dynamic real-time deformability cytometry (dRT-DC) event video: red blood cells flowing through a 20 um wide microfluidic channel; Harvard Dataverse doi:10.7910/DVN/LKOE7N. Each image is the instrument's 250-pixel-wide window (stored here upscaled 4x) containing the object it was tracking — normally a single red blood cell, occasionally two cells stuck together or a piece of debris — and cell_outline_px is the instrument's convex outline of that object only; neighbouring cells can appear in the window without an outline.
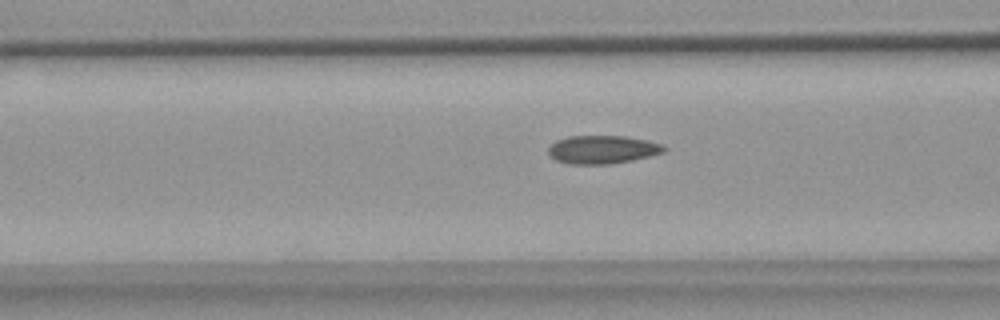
{"species": "common noctule bat (a hibernating species)", "species_latin": "Nyctalus noctula", "temperature_condition": "warm", "stored_images_in_passage": 45, "camera_frame_rate_fps": 3000, "um_per_image_px": 0.085, "animal": {"sex": "female", "body_mass_g": 18.4}, "frame": {"image": 1, "passage_image": 21, "time_ms": 6.667, "image_size_px": [1000, 320], "cell_outline_px": [[668, 148], [664, 152], [632, 160], [612, 164], [568, 164], [556, 160], [548, 152], [548, 148], [556, 140], [568, 136], [624, 136], [648, 140], [664, 144]], "centroid_in_image_um": [51.23, 12.71], "position_along_channel_um": 115.4, "area_um2": 19.13}}
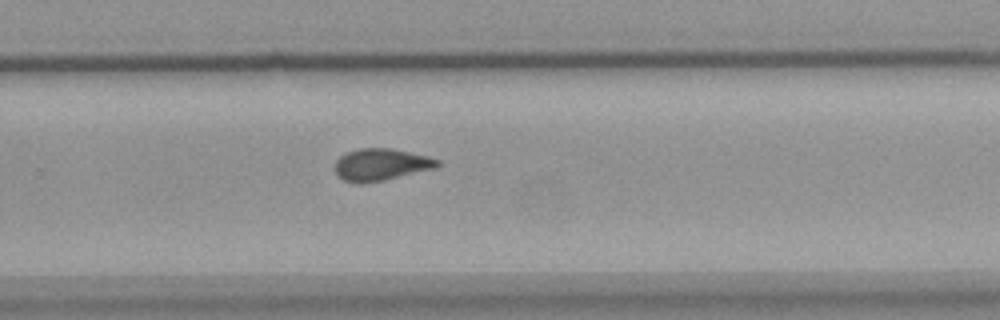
{"frame": {"image": 2, "passage_image": 36, "time_ms": 11.667, "image_size_px": [1000, 320], "cell_outline_px": [[440, 164], [436, 168], [384, 180], [364, 184], [360, 184], [344, 180], [336, 172], [336, 160], [344, 152], [360, 148], [392, 148], [428, 156], [440, 160]], "centroid_in_image_um": [32.4, 13.98], "position_along_channel_um": 297.4, "area_um2": 19.19}}
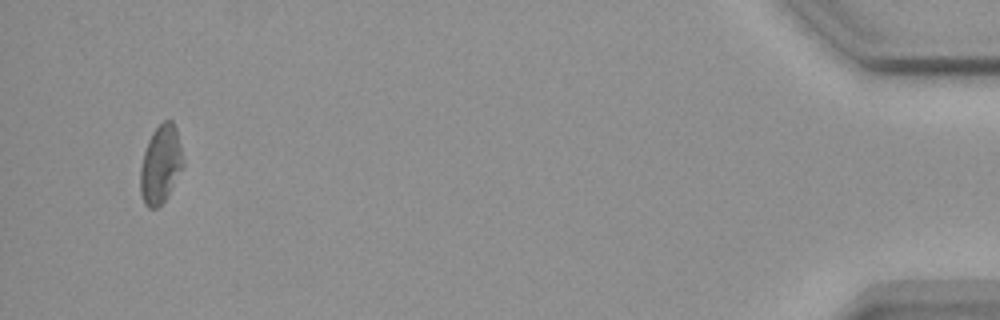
{"frame": {"image": 3, "passage_image": 45, "time_ms": 1684.0, "image_size_px": [1000, 320], "cell_outline_px": [[184, 164], [168, 196], [156, 208], [148, 208], [144, 204], [140, 192], [140, 168], [144, 152], [148, 140], [152, 132], [164, 120], [172, 120], [176, 128], [184, 160]], "centroid_in_image_um": [13.65, 13.98], "position_along_channel_um": 421.6, "area_um2": 19.48}, "authors_computed_cell_mechanics": {"area_um2": 19.4208, "velocity_mm_per_s": 3.6573, "shape_relaxation_time_tau1_ms": null, "shape_relaxation_time_tau2_ms": 2.099, "deformation_change_tau1": null, "deformation_change_tau2": 0.0735}}